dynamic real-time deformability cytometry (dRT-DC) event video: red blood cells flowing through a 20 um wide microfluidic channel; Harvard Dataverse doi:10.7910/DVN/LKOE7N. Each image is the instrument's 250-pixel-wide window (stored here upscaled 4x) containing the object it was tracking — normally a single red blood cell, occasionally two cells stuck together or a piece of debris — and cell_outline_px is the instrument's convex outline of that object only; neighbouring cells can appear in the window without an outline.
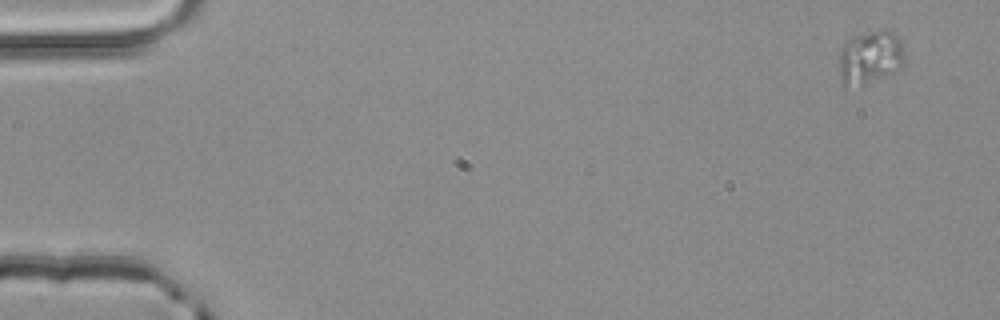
{"species": "common noctule bat (a hibernating species)", "species_latin": "Nyctalus noctula", "temperature_condition": "room temperature", "stored_images_in_passage": 3, "camera_frame_rate_fps": 3000, "um_per_image_px": 0.085, "animal": {"sex": "male", "body_mass_g": 20.4}, "frame": {"image": 1, "passage_image": 1, "time_ms": 0.0, "image_size_px": [1000, 320], "cell_outline_px": [[904, 64], [900, 68], [860, 84], [844, 84], [840, 80], [840, 52], [844, 44], [848, 40], [856, 36], [868, 32], [892, 32], [900, 40], [904, 48]], "centroid_in_image_um": [73.97, 4.85], "position_along_channel_um": 11.0, "area_um2": 19.31}}